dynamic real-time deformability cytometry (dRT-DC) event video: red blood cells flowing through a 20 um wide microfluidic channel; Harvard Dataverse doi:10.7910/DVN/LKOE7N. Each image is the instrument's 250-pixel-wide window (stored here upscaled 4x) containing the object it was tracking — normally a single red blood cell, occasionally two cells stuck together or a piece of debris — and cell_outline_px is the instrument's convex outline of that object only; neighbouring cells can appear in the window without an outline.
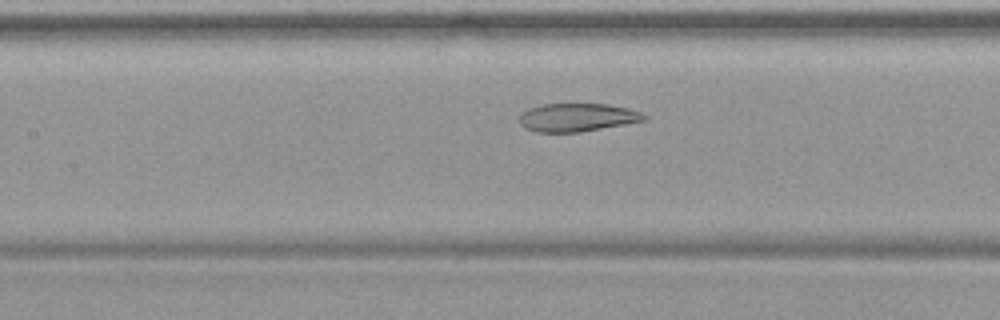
{"species": "common noctule bat (a hibernating species)", "species_latin": "Nyctalus noctula", "temperature_condition": "warm", "stored_images_in_passage": 44, "camera_frame_rate_fps": 3000, "um_per_image_px": 0.085, "animal": {"sex": "female", "body_mass_g": 19.9}, "frame": {"image": 1, "passage_image": 18, "time_ms": 5.667, "image_size_px": [1000, 320], "cell_outline_px": [[648, 120], [580, 132], [536, 132], [524, 128], [520, 124], [520, 112], [528, 108], [544, 104], [608, 104], [628, 108], [640, 112], [648, 116]], "centroid_in_image_um": [49.06, 9.98], "position_along_channel_um": 158.3, "area_um2": 20.63}}
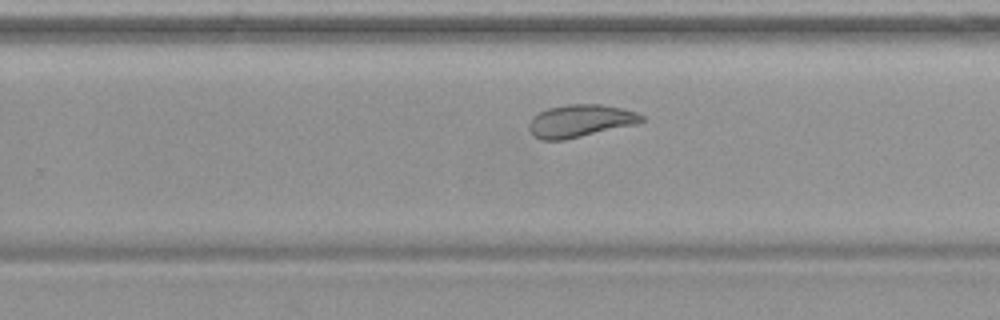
{"frame": {"image": 2, "passage_image": 27, "time_ms": 8.667, "image_size_px": [1000, 320], "cell_outline_px": [[644, 120], [636, 124], [564, 140], [540, 140], [532, 136], [528, 128], [528, 124], [532, 116], [548, 108], [568, 104], [600, 104], [620, 108], [636, 112], [644, 116]], "centroid_in_image_um": [49.27, 10.28], "position_along_channel_um": 280.5, "area_um2": 21.39}}
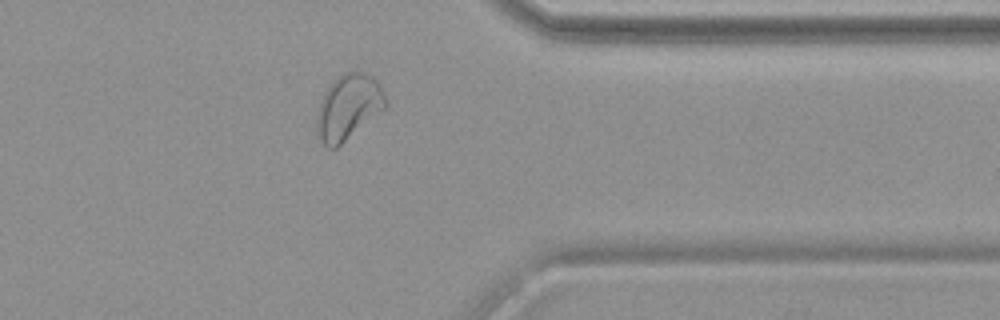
{"frame": {"image": 3, "passage_image": 35, "time_ms": 11.333, "image_size_px": [1000, 320], "cell_outline_px": [[388, 104], [384, 108], [336, 148], [328, 148], [320, 140], [316, 132], [316, 112], [320, 100], [324, 92], [332, 80], [336, 76], [344, 72], [368, 72], [380, 84]], "centroid_in_image_um": [29.57, 9.07], "position_along_channel_um": 381.8, "area_um2": 26.24}}